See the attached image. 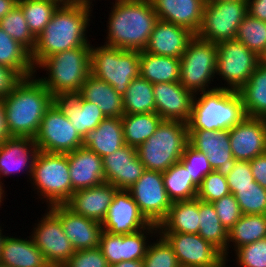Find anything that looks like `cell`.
I'll use <instances>...</instances> for the list:
<instances>
[{
  "label": "cell",
  "instance_id": "6da1fadb",
  "mask_svg": "<svg viewBox=\"0 0 266 267\" xmlns=\"http://www.w3.org/2000/svg\"><path fill=\"white\" fill-rule=\"evenodd\" d=\"M94 6L60 4L52 19L36 38L31 60L36 68L45 58L69 49L91 46L87 36Z\"/></svg>",
  "mask_w": 266,
  "mask_h": 267
},
{
  "label": "cell",
  "instance_id": "7a4b0ae2",
  "mask_svg": "<svg viewBox=\"0 0 266 267\" xmlns=\"http://www.w3.org/2000/svg\"><path fill=\"white\" fill-rule=\"evenodd\" d=\"M104 45L144 51L158 16L151 0H113Z\"/></svg>",
  "mask_w": 266,
  "mask_h": 267
},
{
  "label": "cell",
  "instance_id": "3957f363",
  "mask_svg": "<svg viewBox=\"0 0 266 267\" xmlns=\"http://www.w3.org/2000/svg\"><path fill=\"white\" fill-rule=\"evenodd\" d=\"M2 100L10 136L35 138L54 97L33 75L21 78Z\"/></svg>",
  "mask_w": 266,
  "mask_h": 267
},
{
  "label": "cell",
  "instance_id": "277c9868",
  "mask_svg": "<svg viewBox=\"0 0 266 267\" xmlns=\"http://www.w3.org/2000/svg\"><path fill=\"white\" fill-rule=\"evenodd\" d=\"M90 50L91 46H81L55 53L36 67L35 76L40 68L47 71L45 76L37 78L53 97L76 95L90 74Z\"/></svg>",
  "mask_w": 266,
  "mask_h": 267
},
{
  "label": "cell",
  "instance_id": "5b68a950",
  "mask_svg": "<svg viewBox=\"0 0 266 267\" xmlns=\"http://www.w3.org/2000/svg\"><path fill=\"white\" fill-rule=\"evenodd\" d=\"M245 116L238 91L216 88L195 94L187 125L188 129L229 130Z\"/></svg>",
  "mask_w": 266,
  "mask_h": 267
},
{
  "label": "cell",
  "instance_id": "8992f818",
  "mask_svg": "<svg viewBox=\"0 0 266 267\" xmlns=\"http://www.w3.org/2000/svg\"><path fill=\"white\" fill-rule=\"evenodd\" d=\"M188 142L187 123L163 120L156 131L136 148L137 156L145 170L163 173L180 161Z\"/></svg>",
  "mask_w": 266,
  "mask_h": 267
},
{
  "label": "cell",
  "instance_id": "52a82bcc",
  "mask_svg": "<svg viewBox=\"0 0 266 267\" xmlns=\"http://www.w3.org/2000/svg\"><path fill=\"white\" fill-rule=\"evenodd\" d=\"M36 196L47 207L64 205L72 195L68 153H47L38 151L30 179Z\"/></svg>",
  "mask_w": 266,
  "mask_h": 267
},
{
  "label": "cell",
  "instance_id": "ba28073f",
  "mask_svg": "<svg viewBox=\"0 0 266 267\" xmlns=\"http://www.w3.org/2000/svg\"><path fill=\"white\" fill-rule=\"evenodd\" d=\"M91 44L90 74L111 85L123 96L132 80L139 76L140 51Z\"/></svg>",
  "mask_w": 266,
  "mask_h": 267
},
{
  "label": "cell",
  "instance_id": "9c48e42d",
  "mask_svg": "<svg viewBox=\"0 0 266 267\" xmlns=\"http://www.w3.org/2000/svg\"><path fill=\"white\" fill-rule=\"evenodd\" d=\"M217 56L216 43L195 35L180 58V84L194 94L216 89L211 84L216 77Z\"/></svg>",
  "mask_w": 266,
  "mask_h": 267
},
{
  "label": "cell",
  "instance_id": "30bf717a",
  "mask_svg": "<svg viewBox=\"0 0 266 267\" xmlns=\"http://www.w3.org/2000/svg\"><path fill=\"white\" fill-rule=\"evenodd\" d=\"M217 49L216 78L225 83L216 87L239 91L257 68L259 56L236 39L217 43Z\"/></svg>",
  "mask_w": 266,
  "mask_h": 267
},
{
  "label": "cell",
  "instance_id": "8fae6325",
  "mask_svg": "<svg viewBox=\"0 0 266 267\" xmlns=\"http://www.w3.org/2000/svg\"><path fill=\"white\" fill-rule=\"evenodd\" d=\"M247 14V0L205 3L202 25L196 36L216 44L233 40Z\"/></svg>",
  "mask_w": 266,
  "mask_h": 267
},
{
  "label": "cell",
  "instance_id": "7c38bea8",
  "mask_svg": "<svg viewBox=\"0 0 266 267\" xmlns=\"http://www.w3.org/2000/svg\"><path fill=\"white\" fill-rule=\"evenodd\" d=\"M34 139L40 151L60 154L82 147L83 142L76 128L54 102L45 112Z\"/></svg>",
  "mask_w": 266,
  "mask_h": 267
},
{
  "label": "cell",
  "instance_id": "4fadbf2b",
  "mask_svg": "<svg viewBox=\"0 0 266 267\" xmlns=\"http://www.w3.org/2000/svg\"><path fill=\"white\" fill-rule=\"evenodd\" d=\"M45 210L29 234L35 245L43 252L47 263L51 267H62L75 250L64 233L59 218L49 208L46 207Z\"/></svg>",
  "mask_w": 266,
  "mask_h": 267
},
{
  "label": "cell",
  "instance_id": "5bb4252c",
  "mask_svg": "<svg viewBox=\"0 0 266 267\" xmlns=\"http://www.w3.org/2000/svg\"><path fill=\"white\" fill-rule=\"evenodd\" d=\"M128 191L146 220L159 226L172 204L164 187L163 173L145 170Z\"/></svg>",
  "mask_w": 266,
  "mask_h": 267
},
{
  "label": "cell",
  "instance_id": "9a60e30c",
  "mask_svg": "<svg viewBox=\"0 0 266 267\" xmlns=\"http://www.w3.org/2000/svg\"><path fill=\"white\" fill-rule=\"evenodd\" d=\"M158 233V226L150 224L137 232L130 234H110L102 231L99 248L109 265L122 261L143 260L147 248ZM151 238V239H150Z\"/></svg>",
  "mask_w": 266,
  "mask_h": 267
},
{
  "label": "cell",
  "instance_id": "2e32d148",
  "mask_svg": "<svg viewBox=\"0 0 266 267\" xmlns=\"http://www.w3.org/2000/svg\"><path fill=\"white\" fill-rule=\"evenodd\" d=\"M171 245L181 267H213L222 252L199 234L159 232Z\"/></svg>",
  "mask_w": 266,
  "mask_h": 267
},
{
  "label": "cell",
  "instance_id": "e0dca14e",
  "mask_svg": "<svg viewBox=\"0 0 266 267\" xmlns=\"http://www.w3.org/2000/svg\"><path fill=\"white\" fill-rule=\"evenodd\" d=\"M189 144L206 154L213 170L227 176L236 159L231 153L229 130L188 129Z\"/></svg>",
  "mask_w": 266,
  "mask_h": 267
},
{
  "label": "cell",
  "instance_id": "ac0fdd59",
  "mask_svg": "<svg viewBox=\"0 0 266 267\" xmlns=\"http://www.w3.org/2000/svg\"><path fill=\"white\" fill-rule=\"evenodd\" d=\"M229 139L236 160L251 161L266 153V118L245 116L229 129Z\"/></svg>",
  "mask_w": 266,
  "mask_h": 267
},
{
  "label": "cell",
  "instance_id": "d6986e66",
  "mask_svg": "<svg viewBox=\"0 0 266 267\" xmlns=\"http://www.w3.org/2000/svg\"><path fill=\"white\" fill-rule=\"evenodd\" d=\"M101 224L103 231L120 235L134 233L150 225L128 190L116 191Z\"/></svg>",
  "mask_w": 266,
  "mask_h": 267
},
{
  "label": "cell",
  "instance_id": "ffe728a7",
  "mask_svg": "<svg viewBox=\"0 0 266 267\" xmlns=\"http://www.w3.org/2000/svg\"><path fill=\"white\" fill-rule=\"evenodd\" d=\"M156 113L163 120L188 123L195 94L183 87L179 81L153 84Z\"/></svg>",
  "mask_w": 266,
  "mask_h": 267
},
{
  "label": "cell",
  "instance_id": "44dd1931",
  "mask_svg": "<svg viewBox=\"0 0 266 267\" xmlns=\"http://www.w3.org/2000/svg\"><path fill=\"white\" fill-rule=\"evenodd\" d=\"M39 149L34 138L10 136L0 144V184L3 178L15 173L27 175L30 182L33 164Z\"/></svg>",
  "mask_w": 266,
  "mask_h": 267
},
{
  "label": "cell",
  "instance_id": "7402d4cb",
  "mask_svg": "<svg viewBox=\"0 0 266 267\" xmlns=\"http://www.w3.org/2000/svg\"><path fill=\"white\" fill-rule=\"evenodd\" d=\"M102 161L105 182L113 184L118 190H128L145 171L136 148L129 145L104 156Z\"/></svg>",
  "mask_w": 266,
  "mask_h": 267
},
{
  "label": "cell",
  "instance_id": "603a6c76",
  "mask_svg": "<svg viewBox=\"0 0 266 267\" xmlns=\"http://www.w3.org/2000/svg\"><path fill=\"white\" fill-rule=\"evenodd\" d=\"M48 208L61 221L64 233L75 251L99 247L103 231L101 222L75 214L65 205H53Z\"/></svg>",
  "mask_w": 266,
  "mask_h": 267
},
{
  "label": "cell",
  "instance_id": "cb8c5ba5",
  "mask_svg": "<svg viewBox=\"0 0 266 267\" xmlns=\"http://www.w3.org/2000/svg\"><path fill=\"white\" fill-rule=\"evenodd\" d=\"M117 190L113 184L103 182L91 188L75 191L64 205L75 214L102 223Z\"/></svg>",
  "mask_w": 266,
  "mask_h": 267
},
{
  "label": "cell",
  "instance_id": "d4e9b609",
  "mask_svg": "<svg viewBox=\"0 0 266 267\" xmlns=\"http://www.w3.org/2000/svg\"><path fill=\"white\" fill-rule=\"evenodd\" d=\"M194 36L195 34L185 27L158 19L144 51L180 59Z\"/></svg>",
  "mask_w": 266,
  "mask_h": 267
},
{
  "label": "cell",
  "instance_id": "484cf974",
  "mask_svg": "<svg viewBox=\"0 0 266 267\" xmlns=\"http://www.w3.org/2000/svg\"><path fill=\"white\" fill-rule=\"evenodd\" d=\"M72 194L105 182L102 157L88 148L79 147L68 153Z\"/></svg>",
  "mask_w": 266,
  "mask_h": 267
},
{
  "label": "cell",
  "instance_id": "4316f807",
  "mask_svg": "<svg viewBox=\"0 0 266 267\" xmlns=\"http://www.w3.org/2000/svg\"><path fill=\"white\" fill-rule=\"evenodd\" d=\"M159 20L187 28L195 35L203 20L205 0H151Z\"/></svg>",
  "mask_w": 266,
  "mask_h": 267
},
{
  "label": "cell",
  "instance_id": "83f0119b",
  "mask_svg": "<svg viewBox=\"0 0 266 267\" xmlns=\"http://www.w3.org/2000/svg\"><path fill=\"white\" fill-rule=\"evenodd\" d=\"M54 103L82 138L105 118L96 104L83 99L79 94L54 97Z\"/></svg>",
  "mask_w": 266,
  "mask_h": 267
},
{
  "label": "cell",
  "instance_id": "f1b7e54d",
  "mask_svg": "<svg viewBox=\"0 0 266 267\" xmlns=\"http://www.w3.org/2000/svg\"><path fill=\"white\" fill-rule=\"evenodd\" d=\"M0 263L8 267H51L31 236L21 238L7 234L1 245Z\"/></svg>",
  "mask_w": 266,
  "mask_h": 267
},
{
  "label": "cell",
  "instance_id": "f546056e",
  "mask_svg": "<svg viewBox=\"0 0 266 267\" xmlns=\"http://www.w3.org/2000/svg\"><path fill=\"white\" fill-rule=\"evenodd\" d=\"M125 145L121 118L105 117L100 124L84 137L82 147L104 157Z\"/></svg>",
  "mask_w": 266,
  "mask_h": 267
},
{
  "label": "cell",
  "instance_id": "4dcf8cb0",
  "mask_svg": "<svg viewBox=\"0 0 266 267\" xmlns=\"http://www.w3.org/2000/svg\"><path fill=\"white\" fill-rule=\"evenodd\" d=\"M83 99L98 106L105 117L122 118L123 97L101 79L89 74L78 93Z\"/></svg>",
  "mask_w": 266,
  "mask_h": 267
},
{
  "label": "cell",
  "instance_id": "1f68e13d",
  "mask_svg": "<svg viewBox=\"0 0 266 267\" xmlns=\"http://www.w3.org/2000/svg\"><path fill=\"white\" fill-rule=\"evenodd\" d=\"M199 226V199L195 198L172 202L158 232L198 234Z\"/></svg>",
  "mask_w": 266,
  "mask_h": 267
},
{
  "label": "cell",
  "instance_id": "d6a6232c",
  "mask_svg": "<svg viewBox=\"0 0 266 267\" xmlns=\"http://www.w3.org/2000/svg\"><path fill=\"white\" fill-rule=\"evenodd\" d=\"M265 237L266 215L243 214L240 219L227 231V247L222 254L224 257H229L228 259H230L229 253H232V251L234 252L246 244L254 243ZM230 250L231 252H229Z\"/></svg>",
  "mask_w": 266,
  "mask_h": 267
},
{
  "label": "cell",
  "instance_id": "836d02e7",
  "mask_svg": "<svg viewBox=\"0 0 266 267\" xmlns=\"http://www.w3.org/2000/svg\"><path fill=\"white\" fill-rule=\"evenodd\" d=\"M139 75L151 84L180 81V59L140 51Z\"/></svg>",
  "mask_w": 266,
  "mask_h": 267
},
{
  "label": "cell",
  "instance_id": "e575fe53",
  "mask_svg": "<svg viewBox=\"0 0 266 267\" xmlns=\"http://www.w3.org/2000/svg\"><path fill=\"white\" fill-rule=\"evenodd\" d=\"M245 115L266 118V65L258 63L247 83L238 91Z\"/></svg>",
  "mask_w": 266,
  "mask_h": 267
},
{
  "label": "cell",
  "instance_id": "d590c367",
  "mask_svg": "<svg viewBox=\"0 0 266 267\" xmlns=\"http://www.w3.org/2000/svg\"><path fill=\"white\" fill-rule=\"evenodd\" d=\"M0 65L13 70L20 78L35 75V67L31 60V53L12 39L0 27Z\"/></svg>",
  "mask_w": 266,
  "mask_h": 267
},
{
  "label": "cell",
  "instance_id": "8d00e7d4",
  "mask_svg": "<svg viewBox=\"0 0 266 267\" xmlns=\"http://www.w3.org/2000/svg\"><path fill=\"white\" fill-rule=\"evenodd\" d=\"M125 145L137 148L158 128L163 119L156 113L124 114L121 118Z\"/></svg>",
  "mask_w": 266,
  "mask_h": 267
},
{
  "label": "cell",
  "instance_id": "74e56055",
  "mask_svg": "<svg viewBox=\"0 0 266 267\" xmlns=\"http://www.w3.org/2000/svg\"><path fill=\"white\" fill-rule=\"evenodd\" d=\"M122 97L124 114L156 112L153 84L140 75L132 80Z\"/></svg>",
  "mask_w": 266,
  "mask_h": 267
},
{
  "label": "cell",
  "instance_id": "f35d334b",
  "mask_svg": "<svg viewBox=\"0 0 266 267\" xmlns=\"http://www.w3.org/2000/svg\"><path fill=\"white\" fill-rule=\"evenodd\" d=\"M163 181L168 198L172 202L197 198L198 188L193 184L192 177L180 161L163 172Z\"/></svg>",
  "mask_w": 266,
  "mask_h": 267
},
{
  "label": "cell",
  "instance_id": "ab89813d",
  "mask_svg": "<svg viewBox=\"0 0 266 267\" xmlns=\"http://www.w3.org/2000/svg\"><path fill=\"white\" fill-rule=\"evenodd\" d=\"M199 224L198 234L223 253L227 247V230L212 203L199 200Z\"/></svg>",
  "mask_w": 266,
  "mask_h": 267
},
{
  "label": "cell",
  "instance_id": "60d3db41",
  "mask_svg": "<svg viewBox=\"0 0 266 267\" xmlns=\"http://www.w3.org/2000/svg\"><path fill=\"white\" fill-rule=\"evenodd\" d=\"M32 35L37 38L60 5L54 0H18Z\"/></svg>",
  "mask_w": 266,
  "mask_h": 267
},
{
  "label": "cell",
  "instance_id": "b9f144b4",
  "mask_svg": "<svg viewBox=\"0 0 266 267\" xmlns=\"http://www.w3.org/2000/svg\"><path fill=\"white\" fill-rule=\"evenodd\" d=\"M0 27L30 53L33 52L36 38L30 32L23 11L18 4L0 20Z\"/></svg>",
  "mask_w": 266,
  "mask_h": 267
},
{
  "label": "cell",
  "instance_id": "7bdbcfd3",
  "mask_svg": "<svg viewBox=\"0 0 266 267\" xmlns=\"http://www.w3.org/2000/svg\"><path fill=\"white\" fill-rule=\"evenodd\" d=\"M235 39L260 56L266 48V22L247 14L237 28Z\"/></svg>",
  "mask_w": 266,
  "mask_h": 267
},
{
  "label": "cell",
  "instance_id": "ee69618b",
  "mask_svg": "<svg viewBox=\"0 0 266 267\" xmlns=\"http://www.w3.org/2000/svg\"><path fill=\"white\" fill-rule=\"evenodd\" d=\"M229 190L236 197L242 214L266 215V189L255 180L251 186L229 187Z\"/></svg>",
  "mask_w": 266,
  "mask_h": 267
},
{
  "label": "cell",
  "instance_id": "f6af8a7d",
  "mask_svg": "<svg viewBox=\"0 0 266 267\" xmlns=\"http://www.w3.org/2000/svg\"><path fill=\"white\" fill-rule=\"evenodd\" d=\"M143 258L144 267H181L171 245L158 232Z\"/></svg>",
  "mask_w": 266,
  "mask_h": 267
},
{
  "label": "cell",
  "instance_id": "bcb514c9",
  "mask_svg": "<svg viewBox=\"0 0 266 267\" xmlns=\"http://www.w3.org/2000/svg\"><path fill=\"white\" fill-rule=\"evenodd\" d=\"M180 162L188 170L197 188L201 185L203 178L213 171L206 154L196 150L189 143L185 147Z\"/></svg>",
  "mask_w": 266,
  "mask_h": 267
},
{
  "label": "cell",
  "instance_id": "7dc6e473",
  "mask_svg": "<svg viewBox=\"0 0 266 267\" xmlns=\"http://www.w3.org/2000/svg\"><path fill=\"white\" fill-rule=\"evenodd\" d=\"M230 194L226 176L216 170L208 173L202 180L197 190L199 200L213 203Z\"/></svg>",
  "mask_w": 266,
  "mask_h": 267
},
{
  "label": "cell",
  "instance_id": "c3c4849f",
  "mask_svg": "<svg viewBox=\"0 0 266 267\" xmlns=\"http://www.w3.org/2000/svg\"><path fill=\"white\" fill-rule=\"evenodd\" d=\"M234 258L238 267H266V237L235 250Z\"/></svg>",
  "mask_w": 266,
  "mask_h": 267
},
{
  "label": "cell",
  "instance_id": "681fc988",
  "mask_svg": "<svg viewBox=\"0 0 266 267\" xmlns=\"http://www.w3.org/2000/svg\"><path fill=\"white\" fill-rule=\"evenodd\" d=\"M222 226L228 231L243 215L233 194H229L212 203Z\"/></svg>",
  "mask_w": 266,
  "mask_h": 267
},
{
  "label": "cell",
  "instance_id": "f907efd6",
  "mask_svg": "<svg viewBox=\"0 0 266 267\" xmlns=\"http://www.w3.org/2000/svg\"><path fill=\"white\" fill-rule=\"evenodd\" d=\"M62 267H110L99 247L77 250Z\"/></svg>",
  "mask_w": 266,
  "mask_h": 267
},
{
  "label": "cell",
  "instance_id": "816d5d0a",
  "mask_svg": "<svg viewBox=\"0 0 266 267\" xmlns=\"http://www.w3.org/2000/svg\"><path fill=\"white\" fill-rule=\"evenodd\" d=\"M228 187L251 186L254 181L249 161L237 160L234 168L226 176Z\"/></svg>",
  "mask_w": 266,
  "mask_h": 267
},
{
  "label": "cell",
  "instance_id": "f5cc1de1",
  "mask_svg": "<svg viewBox=\"0 0 266 267\" xmlns=\"http://www.w3.org/2000/svg\"><path fill=\"white\" fill-rule=\"evenodd\" d=\"M20 79L13 70L0 65V99L4 98Z\"/></svg>",
  "mask_w": 266,
  "mask_h": 267
},
{
  "label": "cell",
  "instance_id": "db71d44e",
  "mask_svg": "<svg viewBox=\"0 0 266 267\" xmlns=\"http://www.w3.org/2000/svg\"><path fill=\"white\" fill-rule=\"evenodd\" d=\"M254 180L266 189V153L249 161Z\"/></svg>",
  "mask_w": 266,
  "mask_h": 267
},
{
  "label": "cell",
  "instance_id": "11a10c76",
  "mask_svg": "<svg viewBox=\"0 0 266 267\" xmlns=\"http://www.w3.org/2000/svg\"><path fill=\"white\" fill-rule=\"evenodd\" d=\"M247 11L250 16L266 22V0H247Z\"/></svg>",
  "mask_w": 266,
  "mask_h": 267
},
{
  "label": "cell",
  "instance_id": "9f6ffc18",
  "mask_svg": "<svg viewBox=\"0 0 266 267\" xmlns=\"http://www.w3.org/2000/svg\"><path fill=\"white\" fill-rule=\"evenodd\" d=\"M8 137H10V134L6 124L4 102L0 99V144H2Z\"/></svg>",
  "mask_w": 266,
  "mask_h": 267
},
{
  "label": "cell",
  "instance_id": "6f0895ef",
  "mask_svg": "<svg viewBox=\"0 0 266 267\" xmlns=\"http://www.w3.org/2000/svg\"><path fill=\"white\" fill-rule=\"evenodd\" d=\"M17 3L18 0H0V20L9 13Z\"/></svg>",
  "mask_w": 266,
  "mask_h": 267
},
{
  "label": "cell",
  "instance_id": "680465c9",
  "mask_svg": "<svg viewBox=\"0 0 266 267\" xmlns=\"http://www.w3.org/2000/svg\"><path fill=\"white\" fill-rule=\"evenodd\" d=\"M110 267H144L143 260L122 261L118 264L110 265Z\"/></svg>",
  "mask_w": 266,
  "mask_h": 267
},
{
  "label": "cell",
  "instance_id": "91938a15",
  "mask_svg": "<svg viewBox=\"0 0 266 267\" xmlns=\"http://www.w3.org/2000/svg\"><path fill=\"white\" fill-rule=\"evenodd\" d=\"M7 192H5V189H4V187L0 184V208H2L1 206L3 205L2 203L4 202V199H6L5 198V196H7V195H5Z\"/></svg>",
  "mask_w": 266,
  "mask_h": 267
},
{
  "label": "cell",
  "instance_id": "94428289",
  "mask_svg": "<svg viewBox=\"0 0 266 267\" xmlns=\"http://www.w3.org/2000/svg\"><path fill=\"white\" fill-rule=\"evenodd\" d=\"M228 261H231V259L229 260L226 257H224L219 263H217L213 267H230L228 265L226 266V263L228 264Z\"/></svg>",
  "mask_w": 266,
  "mask_h": 267
},
{
  "label": "cell",
  "instance_id": "6125c7cd",
  "mask_svg": "<svg viewBox=\"0 0 266 267\" xmlns=\"http://www.w3.org/2000/svg\"><path fill=\"white\" fill-rule=\"evenodd\" d=\"M259 63L266 65V48L259 56Z\"/></svg>",
  "mask_w": 266,
  "mask_h": 267
},
{
  "label": "cell",
  "instance_id": "be15d7a7",
  "mask_svg": "<svg viewBox=\"0 0 266 267\" xmlns=\"http://www.w3.org/2000/svg\"><path fill=\"white\" fill-rule=\"evenodd\" d=\"M74 3H78V4H86V5H90L93 6V0H74Z\"/></svg>",
  "mask_w": 266,
  "mask_h": 267
},
{
  "label": "cell",
  "instance_id": "e7e4bbea",
  "mask_svg": "<svg viewBox=\"0 0 266 267\" xmlns=\"http://www.w3.org/2000/svg\"><path fill=\"white\" fill-rule=\"evenodd\" d=\"M0 253H1V245L5 236V233H3L2 224L0 223ZM4 234V235H3Z\"/></svg>",
  "mask_w": 266,
  "mask_h": 267
},
{
  "label": "cell",
  "instance_id": "03108f58",
  "mask_svg": "<svg viewBox=\"0 0 266 267\" xmlns=\"http://www.w3.org/2000/svg\"><path fill=\"white\" fill-rule=\"evenodd\" d=\"M58 2L59 4H73L74 0H54Z\"/></svg>",
  "mask_w": 266,
  "mask_h": 267
},
{
  "label": "cell",
  "instance_id": "003e7915",
  "mask_svg": "<svg viewBox=\"0 0 266 267\" xmlns=\"http://www.w3.org/2000/svg\"><path fill=\"white\" fill-rule=\"evenodd\" d=\"M225 1H233V0H205L206 3H218V2H225Z\"/></svg>",
  "mask_w": 266,
  "mask_h": 267
},
{
  "label": "cell",
  "instance_id": "a7ac6f4b",
  "mask_svg": "<svg viewBox=\"0 0 266 267\" xmlns=\"http://www.w3.org/2000/svg\"><path fill=\"white\" fill-rule=\"evenodd\" d=\"M0 267H8V266H6V265H3V264H1V263H0Z\"/></svg>",
  "mask_w": 266,
  "mask_h": 267
}]
</instances>
